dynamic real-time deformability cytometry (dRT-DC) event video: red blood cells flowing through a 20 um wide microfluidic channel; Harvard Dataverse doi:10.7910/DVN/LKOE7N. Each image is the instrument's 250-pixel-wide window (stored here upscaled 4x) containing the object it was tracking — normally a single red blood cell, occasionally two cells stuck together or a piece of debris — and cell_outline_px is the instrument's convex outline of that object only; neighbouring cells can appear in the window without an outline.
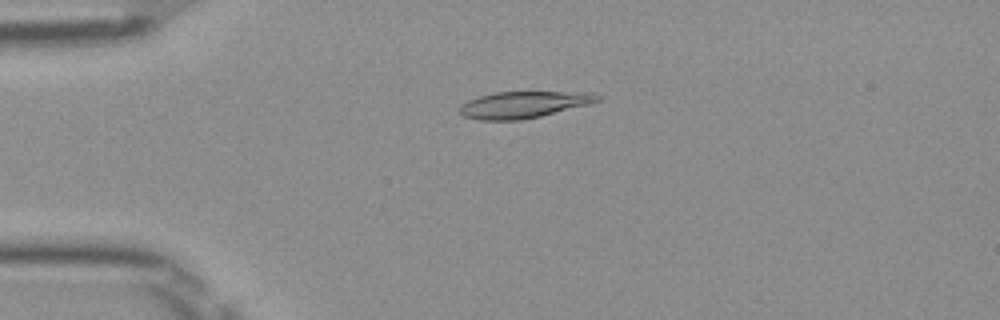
{"species": "Egyptian fruit bat (a non-hibernating species)", "species_latin": "Rousettus aegyptiacus", "temperature_condition": "room temperature", "stored_images_in_passage": 51, "camera_frame_rate_fps": 3000, "um_per_image_px": 0.085, "frame": {"image": 1, "passage_image": 12, "time_ms": 3.667, "image_size_px": [1000, 320], "cell_outline_px": [[604, 96], [600, 100], [588, 104], [540, 116], [520, 120], [480, 120], [464, 116], [460, 112], [460, 104], [468, 100], [480, 96], [496, 92], [592, 92]], "centroid_in_image_um": [44.52, 8.88], "position_along_channel_um": 40.5, "area_um2": 21.27}}
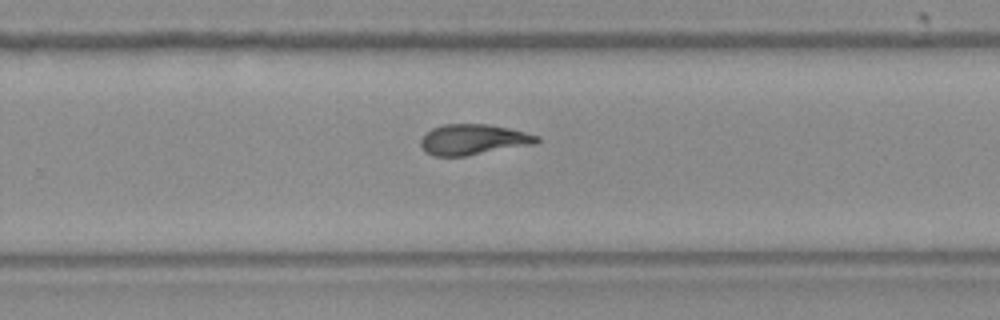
{"frame": {"image": 2, "passage_image": 33, "time_ms": 10.667, "image_size_px": [1000, 320], "cell_outline_px": [[540, 140], [536, 144], [464, 156], [432, 156], [424, 152], [420, 144], [420, 140], [424, 132], [432, 128], [444, 124], [488, 124], [508, 128], [540, 136]], "centroid_in_image_um": [40.19, 11.86], "position_along_channel_um": 289.6, "area_um2": 20.87}}
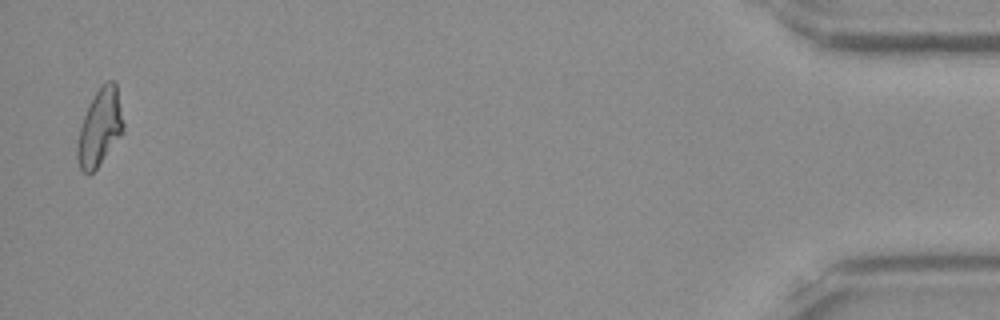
{"frame": {"image": 3, "passage_image": 50, "time_ms": 16.333, "image_size_px": [1000, 320], "cell_outline_px": [[124, 132], [96, 168], [88, 176], [80, 168], [76, 156], [76, 148], [80, 128], [88, 104], [100, 84], [104, 80], [112, 80], [116, 84], [124, 124]], "centroid_in_image_um": [8.48, 10.8], "position_along_channel_um": 426.7, "area_um2": 20.69}, "authors_computed_cell_mechanics": {"area_um2": 20.9236, "velocity_mm_per_s": 3.9711, "shape_relaxation_time_tau1_ms": 8.4495, "shape_relaxation_time_tau2_ms": 2.4212, "deformation_change_tau1": 0.2447, "deformation_change_tau2": 0.1013}}